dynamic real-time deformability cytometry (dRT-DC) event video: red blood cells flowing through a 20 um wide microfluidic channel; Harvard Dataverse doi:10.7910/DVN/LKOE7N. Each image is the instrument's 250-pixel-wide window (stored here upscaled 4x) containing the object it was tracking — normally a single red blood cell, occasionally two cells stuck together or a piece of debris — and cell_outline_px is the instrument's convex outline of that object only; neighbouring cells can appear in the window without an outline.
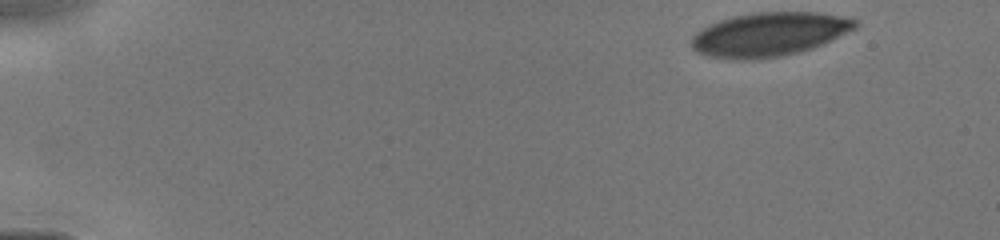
{"species": "human", "species_latin": "Homo sapiens", "temperature_condition": "cold", "stored_images_in_passage": 11, "camera_frame_rate_fps": 3000, "um_per_image_px": 0.085, "donor": {"sex": "male"}, "frame": {"image": 1, "passage_image": 1, "time_ms": 0.0, "image_size_px": [1000, 240], "cell_outline_px": [[860, 24], [856, 28], [824, 44], [812, 48], [780, 56], [760, 60], [728, 60], [708, 56], [696, 52], [692, 48], [692, 36], [700, 28], [720, 20], [732, 16], [752, 12], [820, 12], [856, 20]], "centroid_in_image_um": [65.34, 2.93], "position_along_channel_um": 19.7, "area_um2": 42.25}}
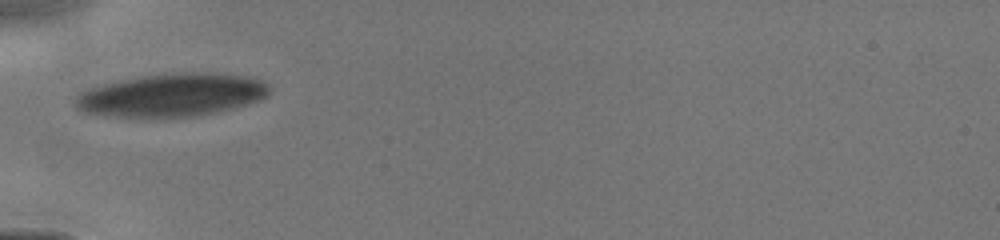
{"frame": {"image": 2, "passage_image": 7, "time_ms": 4.0, "image_size_px": [1000, 240], "cell_outline_px": [[268, 96], [260, 100], [232, 108], [196, 116], [116, 116], [84, 112], [76, 108], [76, 96], [80, 92], [88, 88], [100, 84], [140, 76], [184, 72], [208, 72], [252, 76], [268, 84]], "centroid_in_image_um": [14.62, 8.05], "position_along_channel_um": 70.4, "area_um2": 48.32}}
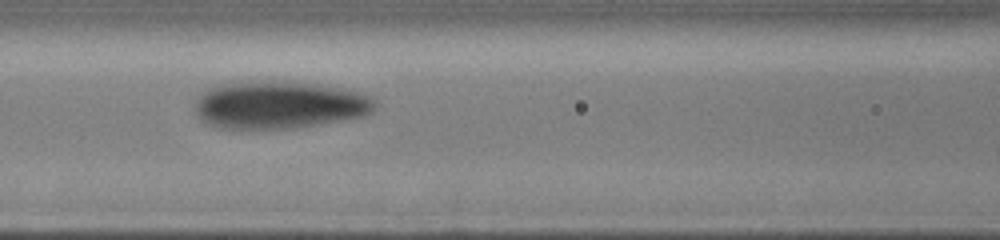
{"frame": {"image": 3, "passage_image": 10, "time_ms": 5.667, "image_size_px": [1000, 240], "cell_outline_px": [[376, 108], [372, 112], [364, 116], [340, 120], [288, 128], [220, 128], [208, 124], [200, 120], [196, 112], [196, 100], [200, 92], [208, 88], [220, 84], [240, 80], [316, 84], [340, 88], [360, 92], [372, 96], [376, 100]], "centroid_in_image_um": [23.7, 8.9], "position_along_channel_um": 142.9, "area_um2": 49.82}}